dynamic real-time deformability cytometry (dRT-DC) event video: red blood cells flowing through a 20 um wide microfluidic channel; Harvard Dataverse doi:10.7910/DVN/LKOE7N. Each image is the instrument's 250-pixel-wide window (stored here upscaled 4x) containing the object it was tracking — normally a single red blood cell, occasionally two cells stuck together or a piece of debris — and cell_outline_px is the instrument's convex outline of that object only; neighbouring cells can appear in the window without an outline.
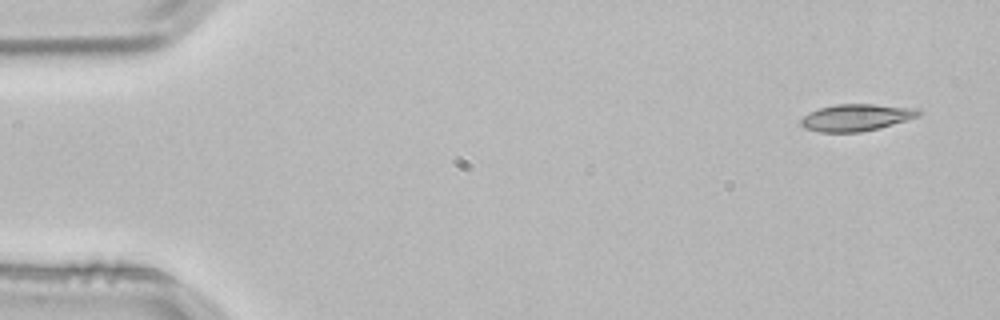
{"species": "common noctule bat (a hibernating species)", "species_latin": "Nyctalus noctula", "temperature_condition": "room temperature", "stored_images_in_passage": 4, "camera_frame_rate_fps": 3000, "um_per_image_px": 0.085, "animal": {"sex": "male", "body_mass_g": 21.5, "forearm_length_mm": 52.0}, "frame": {"image": 1, "passage_image": 4, "time_ms": 1.0, "image_size_px": [1000, 320], "cell_outline_px": [[924, 112], [920, 116], [908, 120], [880, 128], [860, 132], [820, 132], [804, 128], [800, 124], [800, 120], [808, 112], [820, 108], [836, 104], [872, 104], [920, 108]], "centroid_in_image_um": [72.83, 9.98], "position_along_channel_um": 12.2, "area_um2": 18.73}}